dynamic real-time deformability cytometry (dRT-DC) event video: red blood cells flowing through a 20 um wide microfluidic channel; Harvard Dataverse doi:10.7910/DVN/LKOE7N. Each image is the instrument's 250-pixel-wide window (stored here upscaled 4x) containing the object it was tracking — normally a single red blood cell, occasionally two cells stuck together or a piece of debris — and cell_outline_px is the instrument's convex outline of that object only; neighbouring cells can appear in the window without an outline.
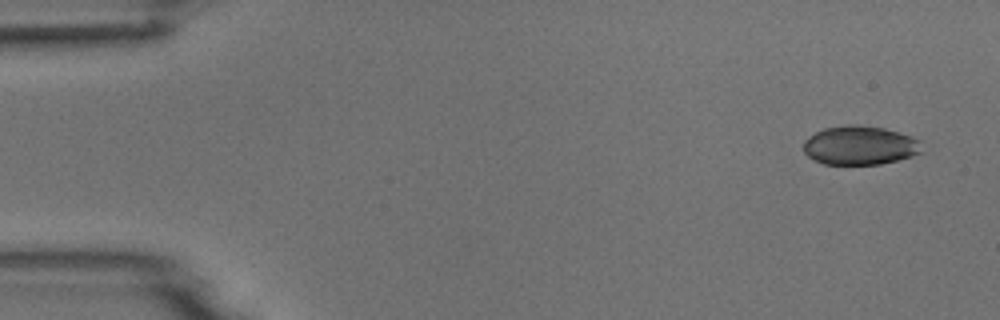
{"species": "common noctule bat (a hibernating species)", "species_latin": "Nyctalus noctula", "temperature_condition": "room temperature", "stored_images_in_passage": 4, "camera_frame_rate_fps": 3000, "um_per_image_px": 0.085, "animal": {"sex": "male", "body_mass_g": 18.8}, "frame": {"image": 1, "passage_image": 1, "time_ms": 0.0, "image_size_px": [1000, 320], "cell_outline_px": [[924, 152], [912, 156], [880, 164], [824, 164], [808, 156], [804, 152], [804, 140], [808, 136], [824, 128], [848, 124], [860, 124], [884, 128], [920, 140]], "centroid_in_image_um": [73.09, 12.35], "position_along_channel_um": 11.9, "area_um2": 26.88}}
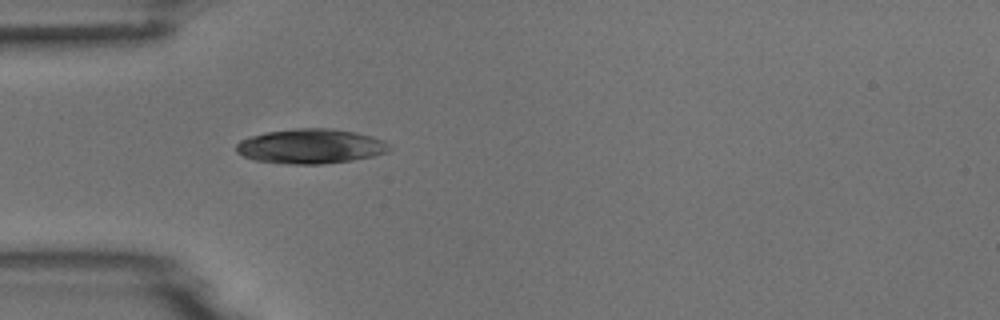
{"frame": {"image": 2, "passage_image": 4, "time_ms": 4.333, "image_size_px": [1000, 320], "cell_outline_px": [[392, 148], [388, 152], [372, 156], [352, 160], [320, 164], [288, 164], [256, 160], [244, 156], [236, 152], [236, 144], [240, 140], [252, 136], [268, 132], [296, 128], [332, 128], [356, 132], [372, 136], [384, 140], [392, 144]], "centroid_in_image_um": [26.46, 12.43], "position_along_channel_um": 58.5, "area_um2": 31.04}}